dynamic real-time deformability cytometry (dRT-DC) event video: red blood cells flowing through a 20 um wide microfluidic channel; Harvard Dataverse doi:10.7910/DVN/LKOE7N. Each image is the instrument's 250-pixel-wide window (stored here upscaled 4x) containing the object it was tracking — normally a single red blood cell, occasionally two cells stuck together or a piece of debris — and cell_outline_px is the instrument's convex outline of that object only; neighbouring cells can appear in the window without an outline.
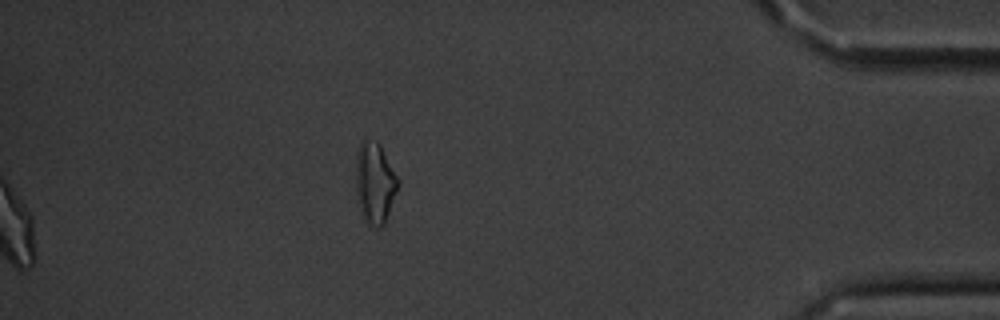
{"species": "common noctule bat (a hibernating species)", "species_latin": "Nyctalus noctula", "temperature_condition": "cold", "stored_images_in_passage": 32, "segment_of_instrument_passage": [2, 2], "camera_frame_rate_fps": 3000, "um_per_image_px": 0.085, "animal": {"sex": "male", "body_mass_g": 20.1, "forearm_length_mm": 53.5}, "frame": {"image": 1, "passage_image": 32, "time_ms": 10.333, "image_size_px": [1000, 320], "cell_outline_px": [[400, 184], [384, 224], [368, 224], [364, 220], [356, 196], [356, 148], [364, 140], [376, 140], [380, 144], [400, 180]], "centroid_in_image_um": [31.86, 15.48], "position_along_channel_um": 403.3, "area_um2": 19.94}}